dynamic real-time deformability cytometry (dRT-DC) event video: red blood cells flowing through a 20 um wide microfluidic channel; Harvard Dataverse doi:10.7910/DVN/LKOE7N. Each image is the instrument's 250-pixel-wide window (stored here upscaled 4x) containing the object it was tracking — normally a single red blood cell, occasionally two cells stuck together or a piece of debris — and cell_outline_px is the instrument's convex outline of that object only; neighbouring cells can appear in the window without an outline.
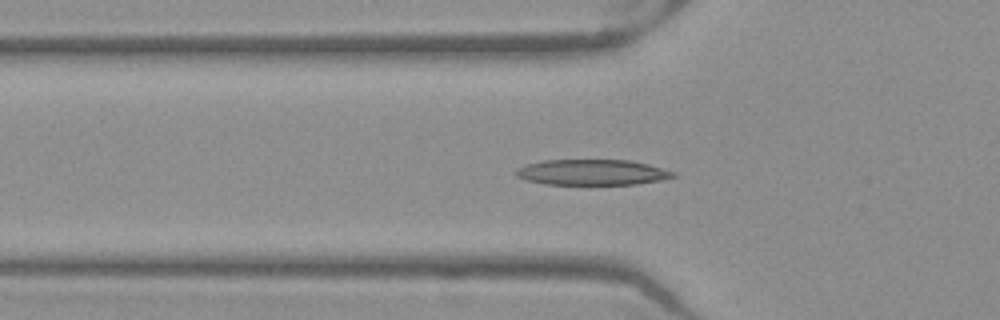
{"species": "Egyptian fruit bat (a non-hibernating species)", "species_latin": "Rousettus aegyptiacus", "temperature_condition": "warm", "stored_images_in_passage": 43, "camera_frame_rate_fps": 3000, "um_per_image_px": 0.085, "frame": {"image": 1, "passage_image": 8, "time_ms": 2.333, "image_size_px": [1000, 320], "cell_outline_px": [[676, 176], [660, 180], [636, 184], [544, 184], [524, 180], [516, 176], [512, 172], [516, 168], [524, 164], [544, 160], [628, 160], [648, 164], [676, 172]], "centroid_in_image_um": [50.26, 14.64], "position_along_channel_um": 75.5, "area_um2": 23.64}}
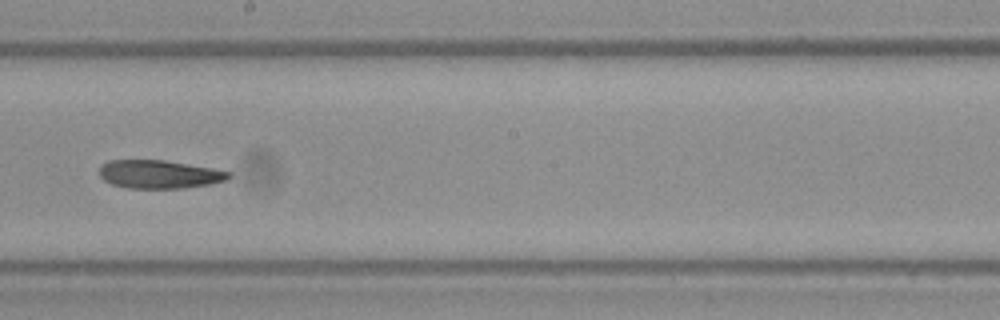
{"frame": {"image": 2, "passage_image": 20, "time_ms": 6.333, "image_size_px": [1000, 320], "cell_outline_px": [[232, 176], [228, 180], [208, 184], [184, 188], [128, 188], [112, 184], [104, 180], [100, 176], [100, 164], [108, 160], [164, 160], [212, 168], [232, 172]], "centroid_in_image_um": [13.54, 14.81], "position_along_channel_um": 234.7, "area_um2": 21.39}}
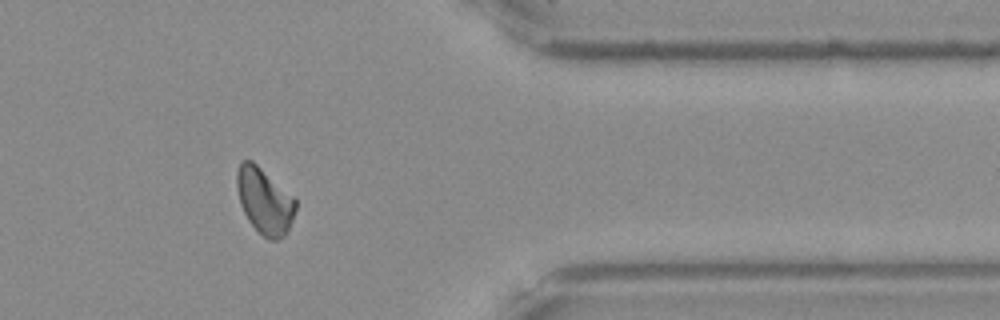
{"frame": {"image": 3, "passage_image": 33, "time_ms": 10.667, "image_size_px": [1000, 320], "cell_outline_px": [[296, 208], [288, 232], [284, 236], [276, 240], [268, 240], [248, 220], [240, 204], [236, 188], [236, 172], [240, 160], [252, 160], [292, 196], [296, 200]], "centroid_in_image_um": [22.46, 17.07], "position_along_channel_um": 388.9, "area_um2": 22.43}, "authors_computed_cell_mechanics": {"area_um2": 21.964, "velocity_mm_per_s": 3.9665, "shape_relaxation_time_tau1_ms": null, "shape_relaxation_time_tau2_ms": 9.1442, "deformation_change_tau1": null, "deformation_change_tau2": 0.1935}}